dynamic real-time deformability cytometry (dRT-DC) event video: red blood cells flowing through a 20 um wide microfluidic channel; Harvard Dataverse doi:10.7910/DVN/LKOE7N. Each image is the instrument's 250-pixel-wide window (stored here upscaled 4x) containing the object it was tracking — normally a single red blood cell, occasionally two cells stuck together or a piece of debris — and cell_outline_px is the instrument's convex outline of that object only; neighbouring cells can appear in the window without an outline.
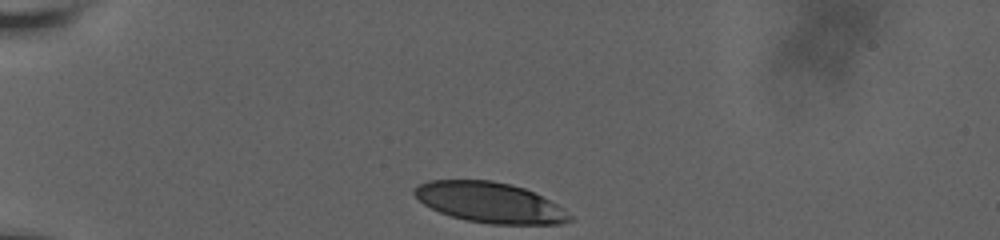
{"species": "human", "species_latin": "Homo sapiens", "temperature_condition": "room temperature", "stored_images_in_passage": 34, "camera_frame_rate_fps": 3000, "um_per_image_px": 0.085, "donor": {"sex": "male"}, "frame": {"image": 1, "passage_image": 1, "time_ms": 0.0, "image_size_px": [1000, 240], "cell_outline_px": [[572, 220], [560, 224], [492, 224], [464, 220], [440, 212], [424, 204], [412, 192], [412, 188], [428, 180], [492, 180], [512, 184], [524, 188], [564, 208], [572, 216]], "centroid_in_image_um": [41.63, 17.21], "position_along_channel_um": 43.4, "area_um2": 36.47}}
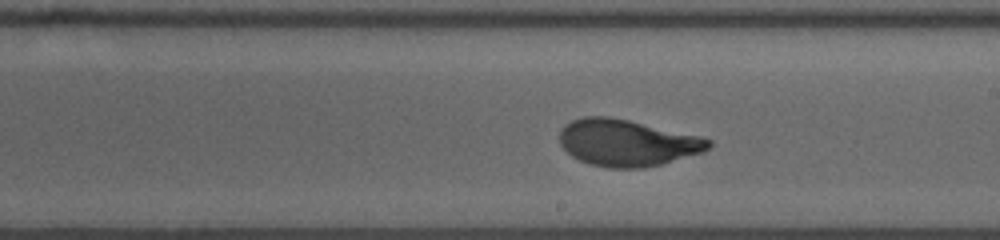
{"frame": {"image": 2, "passage_image": 21, "time_ms": 6.667, "image_size_px": [1000, 240], "cell_outline_px": [[712, 144], [704, 152], [660, 164], [644, 168], [608, 168], [588, 164], [572, 156], [560, 144], [560, 132], [564, 124], [572, 120], [584, 116], [608, 116], [628, 120], [704, 136], [712, 140]], "centroid_in_image_um": [53.32, 12.13], "position_along_channel_um": 235.7, "area_um2": 40.75}}
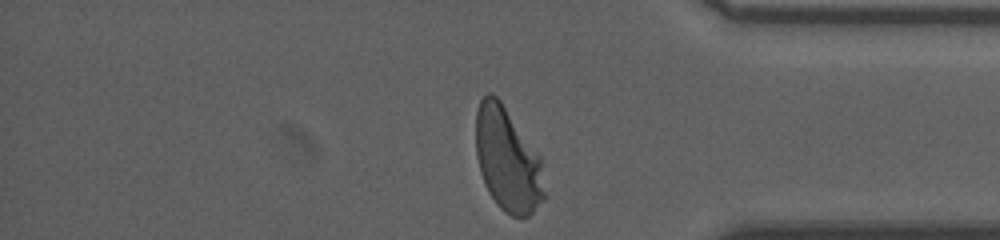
{"frame": {"image": 3, "passage_image": 34, "time_ms": 11.333, "image_size_px": [1000, 240], "cell_outline_px": [[544, 200], [528, 216], [512, 216], [504, 212], [496, 204], [488, 192], [484, 184], [480, 172], [476, 156], [476, 112], [480, 100], [488, 92], [492, 92], [500, 100], [540, 156], [544, 192]], "centroid_in_image_um": [43.11, 13.58], "position_along_channel_um": 392.1, "area_um2": 41.33}, "authors_computed_cell_mechanics": {"area_um2": 40.5467, "velocity_mm_per_s": 3.6107, "shape_relaxation_time_tau1_ms": 3.4141, "shape_relaxation_time_tau2_ms": null, "deformation_change_tau1": 0.1759, "deformation_change_tau2": null}}